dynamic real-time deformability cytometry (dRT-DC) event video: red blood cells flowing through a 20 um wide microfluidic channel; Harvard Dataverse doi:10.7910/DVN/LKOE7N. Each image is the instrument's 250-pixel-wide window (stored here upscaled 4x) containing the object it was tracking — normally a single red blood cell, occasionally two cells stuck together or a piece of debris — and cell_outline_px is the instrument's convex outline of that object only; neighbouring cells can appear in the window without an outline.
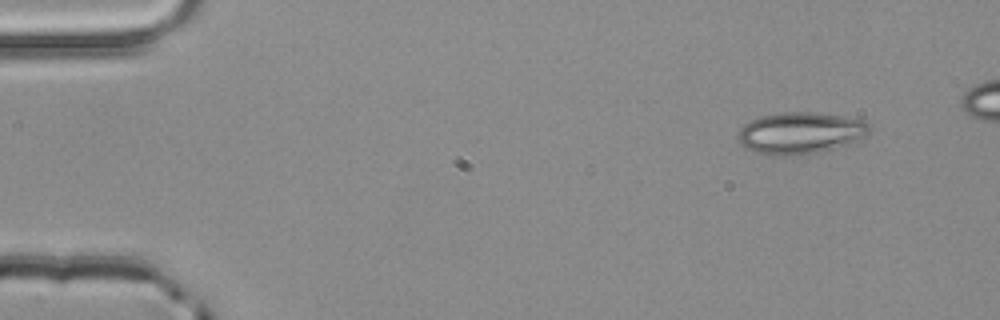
{"species": "common noctule bat (a hibernating species)", "species_latin": "Nyctalus noctula", "temperature_condition": "room temperature", "stored_images_in_passage": 4, "camera_frame_rate_fps": 3000, "um_per_image_px": 0.085, "animal": {"sex": "male", "body_mass_g": 20.4}, "frame": {"image": 1, "passage_image": 1, "time_ms": 0.0, "image_size_px": [1000, 320], "cell_outline_px": [[872, 128], [868, 136], [848, 144], [820, 152], [792, 156], [780, 156], [756, 152], [740, 144], [740, 128], [744, 124], [752, 120], [764, 116], [784, 112], [816, 112], [864, 120]], "centroid_in_image_um": [68.1, 11.31], "position_along_channel_um": 16.9, "area_um2": 31.79}}